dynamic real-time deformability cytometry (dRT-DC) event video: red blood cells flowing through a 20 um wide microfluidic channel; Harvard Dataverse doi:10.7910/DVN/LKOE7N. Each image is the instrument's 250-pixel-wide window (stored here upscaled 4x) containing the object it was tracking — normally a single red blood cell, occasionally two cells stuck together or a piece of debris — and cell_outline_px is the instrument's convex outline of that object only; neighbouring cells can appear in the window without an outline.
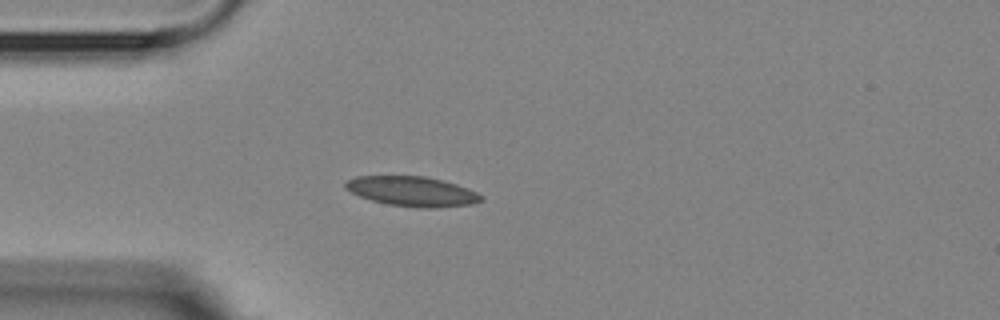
{"species": "Egyptian fruit bat (a non-hibernating species)", "species_latin": "Rousettus aegyptiacus", "temperature_condition": "room temperature", "stored_images_in_passage": 4, "camera_frame_rate_fps": 3000, "um_per_image_px": 0.085, "animal": {"sex": "female"}, "frame": {"image": 1, "passage_image": 3, "time_ms": 2.667, "image_size_px": [1000, 320], "cell_outline_px": [[484, 200], [472, 204], [436, 208], [420, 208], [388, 204], [372, 200], [360, 196], [344, 188], [344, 184], [348, 180], [356, 176], [424, 176], [456, 184], [468, 188], [484, 196]], "centroid_in_image_um": [35.06, 16.27], "position_along_channel_um": 49.9, "area_um2": 23.52}}